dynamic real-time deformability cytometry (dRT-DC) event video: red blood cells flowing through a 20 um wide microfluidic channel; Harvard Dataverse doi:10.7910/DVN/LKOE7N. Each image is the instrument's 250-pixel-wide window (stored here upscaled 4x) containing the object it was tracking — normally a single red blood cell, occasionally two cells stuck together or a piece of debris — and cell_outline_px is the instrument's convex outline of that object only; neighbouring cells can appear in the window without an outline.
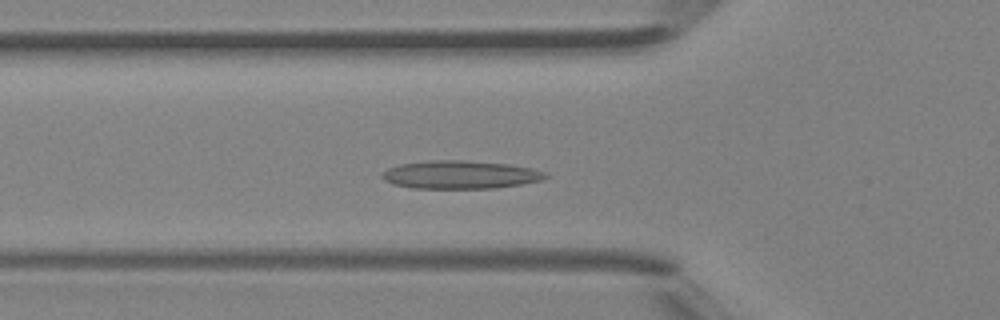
{"species": "Egyptian fruit bat (a non-hibernating species)", "species_latin": "Rousettus aegyptiacus", "temperature_condition": "room temperature", "stored_images_in_passage": 33, "camera_frame_rate_fps": 3000, "um_per_image_px": 0.085, "animal": {"sex": "female"}, "frame": {"image": 1, "passage_image": 3, "time_ms": 0.667, "image_size_px": [1000, 320], "cell_outline_px": [[548, 176], [540, 180], [520, 184], [496, 188], [412, 188], [392, 184], [384, 180], [380, 176], [380, 172], [388, 168], [400, 164], [428, 160], [460, 160], [508, 164], [532, 168], [548, 172]], "centroid_in_image_um": [39.08, 14.84], "position_along_channel_um": 86.7, "area_um2": 26.88}}
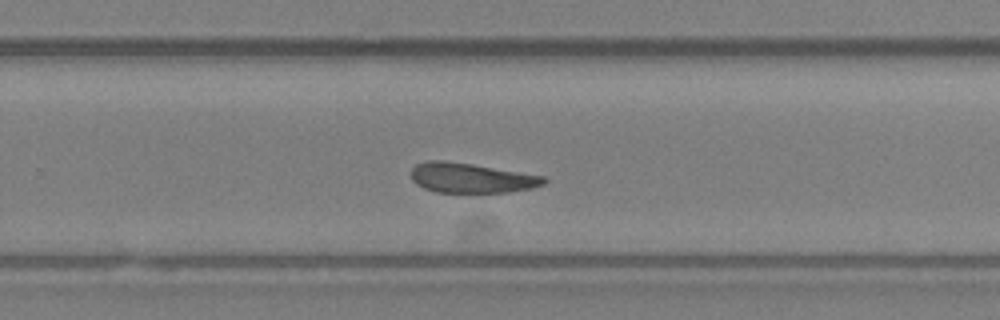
{"frame": {"image": 2, "passage_image": 17, "time_ms": 5.333, "image_size_px": [1000, 320], "cell_outline_px": [[548, 180], [544, 184], [532, 188], [508, 192], [436, 192], [424, 188], [416, 184], [412, 180], [412, 168], [416, 164], [428, 160], [444, 160], [472, 164], [544, 176]], "centroid_in_image_um": [40.04, 15.12], "position_along_channel_um": 289.8, "area_um2": 23.0}}
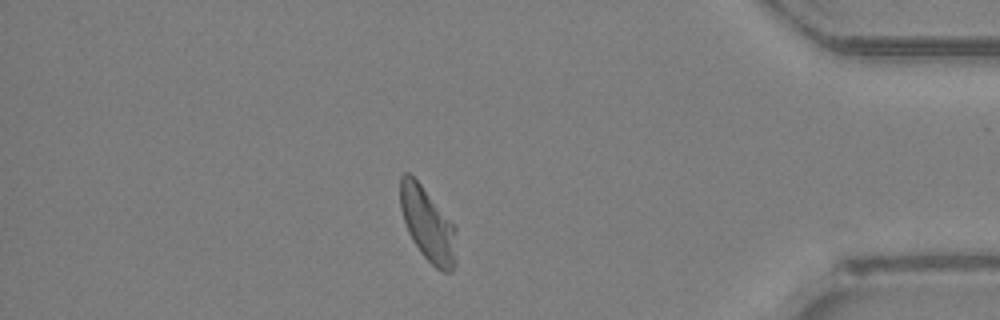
{"frame": {"image": 3, "passage_image": 27, "time_ms": 8.667, "image_size_px": [1000, 320], "cell_outline_px": [[456, 264], [452, 272], [444, 272], [436, 268], [420, 252], [412, 240], [408, 232], [400, 208], [400, 176], [404, 172], [408, 172], [420, 184], [456, 228]], "centroid_in_image_um": [36.36, 19.11], "position_along_channel_um": 398.8, "area_um2": 23.87}, "authors_computed_cell_mechanics": {"area_um2": 24.0448, "velocity_mm_per_s": 4.3567, "shape_relaxation_time_tau1_ms": null, "shape_relaxation_time_tau2_ms": 6.9321, "deformation_change_tau1": null, "deformation_change_tau2": 0.1859}}